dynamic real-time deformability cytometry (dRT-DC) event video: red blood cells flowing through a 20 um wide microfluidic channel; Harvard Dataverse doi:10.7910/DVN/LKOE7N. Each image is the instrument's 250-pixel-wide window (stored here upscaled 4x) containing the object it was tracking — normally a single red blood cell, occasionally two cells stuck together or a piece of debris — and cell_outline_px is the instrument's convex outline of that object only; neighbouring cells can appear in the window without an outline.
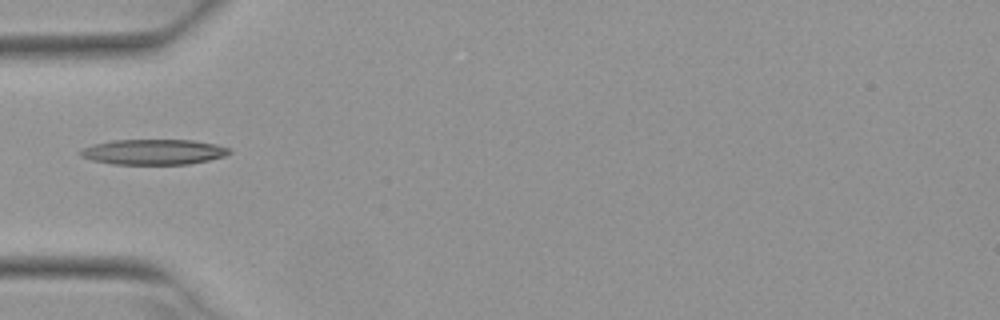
{"species": "Egyptian fruit bat (a non-hibernating species)", "species_latin": "Rousettus aegyptiacus", "temperature_condition": "warm", "stored_images_in_passage": 3, "camera_frame_rate_fps": 3000, "um_per_image_px": 0.085, "animal": {"sex": "female"}, "frame": {"image": 1, "passage_image": 3, "time_ms": 0.667, "image_size_px": [1000, 320], "cell_outline_px": [[232, 152], [224, 156], [208, 160], [188, 164], [112, 164], [92, 160], [80, 156], [80, 152], [84, 148], [92, 144], [112, 140], [192, 140], [216, 144], [228, 148]], "centroid_in_image_um": [13.04, 12.91], "position_along_channel_um": 72.0, "area_um2": 21.91}}